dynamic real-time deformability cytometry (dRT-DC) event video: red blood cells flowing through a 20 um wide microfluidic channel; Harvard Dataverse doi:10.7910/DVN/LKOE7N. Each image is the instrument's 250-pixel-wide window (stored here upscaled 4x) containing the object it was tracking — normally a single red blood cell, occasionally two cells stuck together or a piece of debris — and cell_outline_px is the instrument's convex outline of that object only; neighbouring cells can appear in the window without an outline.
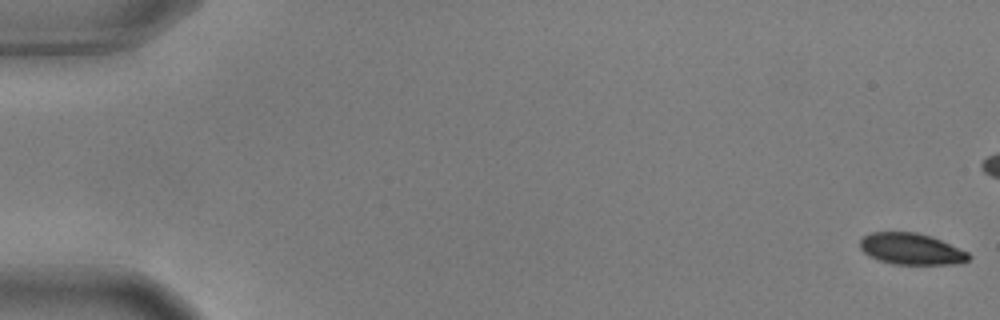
{"species": "common noctule bat (a hibernating species)", "species_latin": "Nyctalus noctula", "temperature_condition": "warm", "stored_images_in_passage": 58, "camera_frame_rate_fps": 3000, "um_per_image_px": 0.085, "animal": {"sex": "male", "body_mass_g": 17.9, "forearm_length_mm": 54.2}, "frame": {"image": 1, "passage_image": 1, "time_ms": 0.0, "image_size_px": [1000, 320], "cell_outline_px": [[972, 256], [968, 260], [960, 264], [892, 264], [868, 256], [860, 248], [860, 240], [864, 236], [872, 232], [916, 232], [932, 236], [968, 252]], "centroid_in_image_um": [77.47, 21.16], "position_along_channel_um": 7.5, "area_um2": 19.94}}
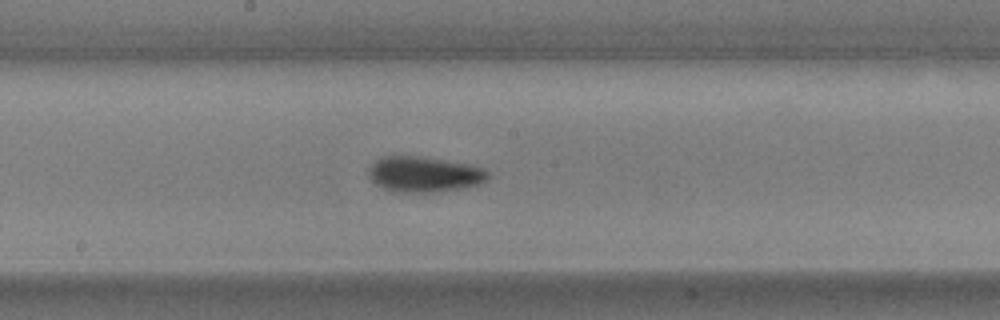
{"frame": {"image": 2, "passage_image": 31, "time_ms": 10.0, "image_size_px": [1000, 320], "cell_outline_px": [[492, 176], [488, 180], [480, 184], [464, 188], [436, 192], [392, 192], [376, 184], [368, 176], [368, 168], [376, 160], [384, 156], [420, 156], [472, 164], [484, 168]], "centroid_in_image_um": [36.1, 14.81], "position_along_channel_um": 212.1, "area_um2": 25.14}}
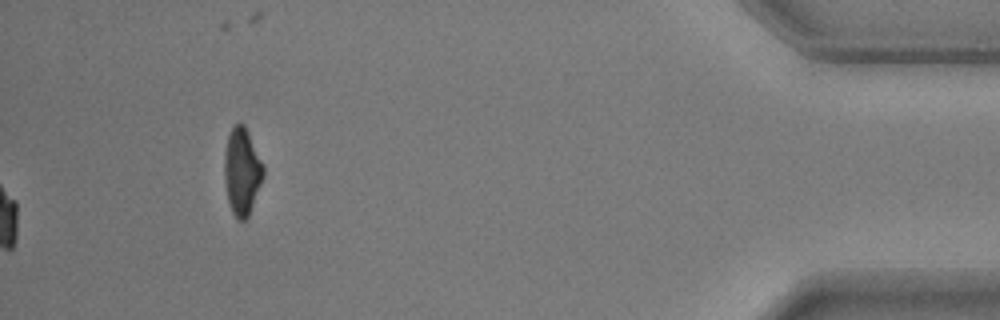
{"frame": {"image": 3, "passage_image": 58, "time_ms": 19.0, "image_size_px": [1000, 320], "cell_outline_px": [[264, 176], [248, 216], [244, 220], [236, 220], [232, 212], [228, 200], [224, 180], [224, 152], [228, 136], [232, 128], [236, 124], [244, 124], [264, 164]], "centroid_in_image_um": [20.56, 14.58], "position_along_channel_um": 414.6, "area_um2": 19.77}, "authors_computed_cell_mechanics": {"area_um2": 22.4264, "velocity_mm_per_s": 3.6025, "shape_relaxation_time_tau1_ms": 3.056, "shape_relaxation_time_tau2_ms": null, "deformation_change_tau1": 0.1306, "deformation_change_tau2": null}}